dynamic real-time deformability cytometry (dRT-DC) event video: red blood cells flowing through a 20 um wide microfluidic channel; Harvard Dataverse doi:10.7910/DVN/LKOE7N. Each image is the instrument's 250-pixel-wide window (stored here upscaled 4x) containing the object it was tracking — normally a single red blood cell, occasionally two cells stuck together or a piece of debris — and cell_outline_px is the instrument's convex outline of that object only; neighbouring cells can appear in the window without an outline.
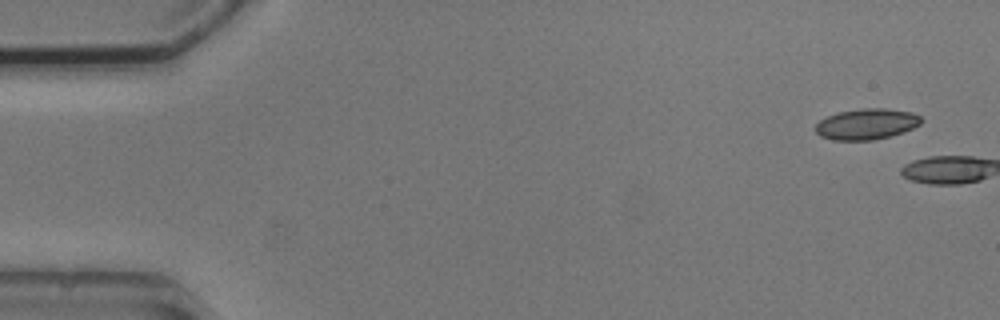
{"species": "common noctule bat (a hibernating species)", "species_latin": "Nyctalus noctula", "temperature_condition": "cold", "stored_images_in_passage": 6, "camera_frame_rate_fps": 3000, "um_per_image_px": 0.085, "animal": {"sex": "male", "body_mass_g": 20.5, "forearm_length_mm": 52.5}, "frame": {"image": 1, "passage_image": 1, "time_ms": 0.0, "image_size_px": [1000, 320], "cell_outline_px": [[924, 120], [920, 124], [912, 128], [888, 136], [872, 140], [832, 140], [820, 136], [816, 132], [816, 124], [820, 120], [828, 116], [840, 112], [864, 108], [884, 108], [912, 112], [920, 116]], "centroid_in_image_um": [73.66, 10.54], "position_along_channel_um": 11.3, "area_um2": 18.79}}
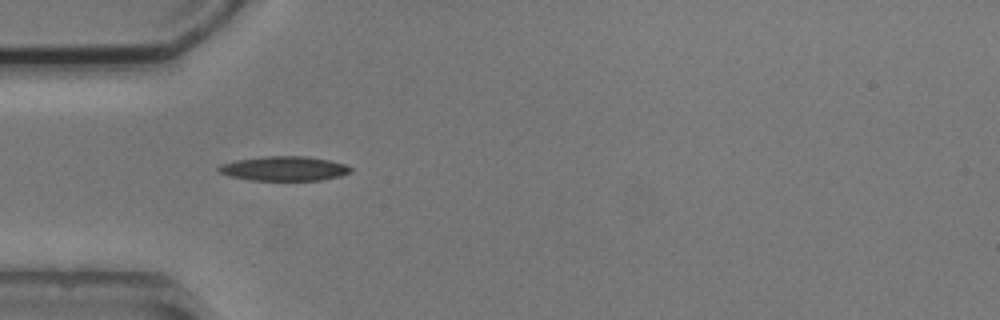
{"frame": {"image": 2, "passage_image": 5, "time_ms": 5.667, "image_size_px": [1000, 320], "cell_outline_px": [[352, 172], [340, 176], [320, 180], [252, 180], [228, 176], [220, 172], [216, 168], [220, 164], [236, 160], [264, 156], [308, 156], [328, 160], [344, 164], [352, 168]], "centroid_in_image_um": [24.14, 14.32], "position_along_channel_um": 60.9, "area_um2": 18.84}}